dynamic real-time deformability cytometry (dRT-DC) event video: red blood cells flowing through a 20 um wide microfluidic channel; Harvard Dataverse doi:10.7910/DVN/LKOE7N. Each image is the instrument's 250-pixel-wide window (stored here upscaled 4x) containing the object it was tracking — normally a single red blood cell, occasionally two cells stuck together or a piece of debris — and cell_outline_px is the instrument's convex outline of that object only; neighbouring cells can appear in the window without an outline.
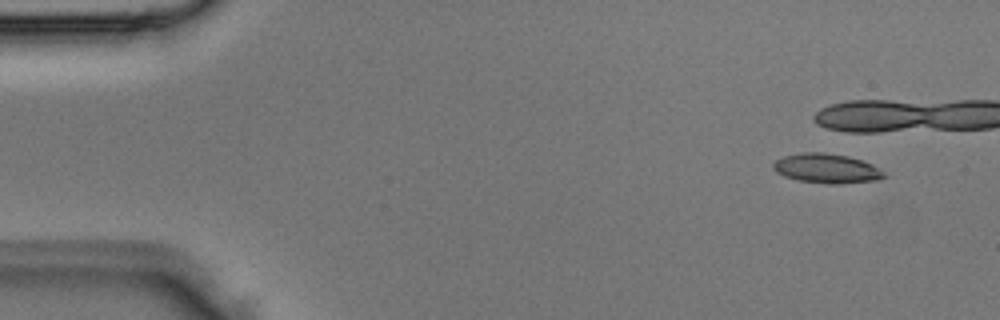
{"species": "Egyptian fruit bat (a non-hibernating species)", "species_latin": "Rousettus aegyptiacus", "temperature_condition": "room temperature", "stored_images_in_passage": 5, "camera_frame_rate_fps": 3000, "um_per_image_px": 0.085, "animal": {"sex": "male"}, "frame": {"image": 1, "passage_image": 1, "time_ms": 0.0, "image_size_px": [1000, 320], "cell_outline_px": [[884, 176], [880, 180], [836, 184], [828, 184], [800, 180], [784, 176], [776, 172], [772, 168], [772, 164], [776, 160], [784, 156], [800, 152], [824, 152], [848, 156], [872, 164], [884, 172]], "centroid_in_image_um": [70.24, 14.31], "position_along_channel_um": 14.8, "area_um2": 19.02}}
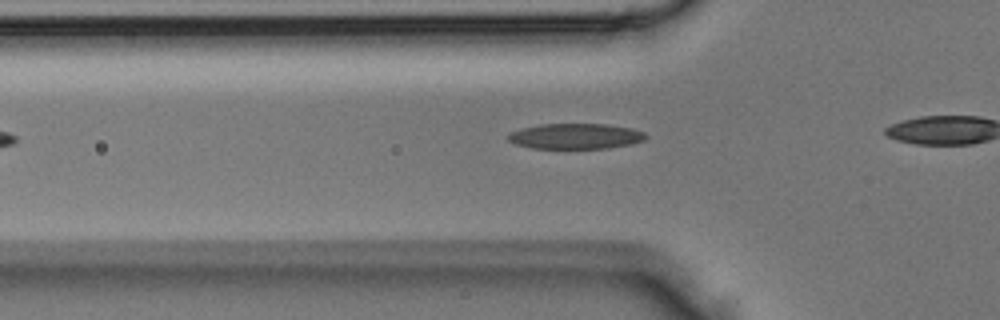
{"frame": {"image": 2, "passage_image": 5, "time_ms": 1.333, "image_size_px": [1000, 320], "cell_outline_px": [[648, 136], [644, 140], [632, 144], [608, 148], [532, 148], [516, 144], [508, 140], [508, 136], [512, 132], [524, 128], [540, 124], [608, 124], [632, 128], [644, 132]], "centroid_in_image_um": [48.98, 11.57], "position_along_channel_um": 76.8, "area_um2": 20.35}}